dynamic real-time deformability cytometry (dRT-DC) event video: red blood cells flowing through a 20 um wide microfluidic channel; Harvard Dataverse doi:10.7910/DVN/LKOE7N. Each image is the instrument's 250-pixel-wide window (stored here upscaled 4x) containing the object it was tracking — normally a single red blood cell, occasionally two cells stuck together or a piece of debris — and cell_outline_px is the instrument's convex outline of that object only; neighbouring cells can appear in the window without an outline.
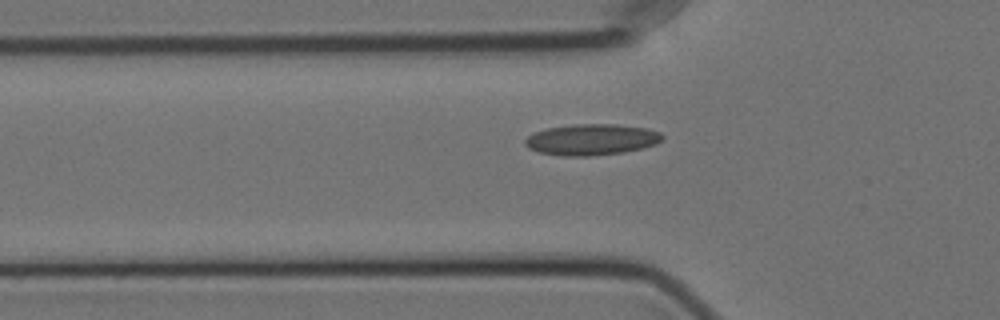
{"species": "Egyptian fruit bat (a non-hibernating species)", "species_latin": "Rousettus aegyptiacus", "temperature_condition": "cold", "stored_images_in_passage": 6, "camera_frame_rate_fps": 3000, "um_per_image_px": 0.085, "animal": {"sex": "female"}, "frame": {"image": 1, "passage_image": 4, "time_ms": 1.0, "image_size_px": [1000, 320], "cell_outline_px": [[664, 140], [656, 144], [644, 148], [624, 152], [588, 156], [560, 156], [540, 152], [528, 148], [524, 144], [524, 140], [528, 136], [536, 132], [548, 128], [576, 124], [616, 124], [648, 128], [660, 132], [664, 136]], "centroid_in_image_um": [50.33, 11.86], "position_along_channel_um": 75.5, "area_um2": 25.03}}